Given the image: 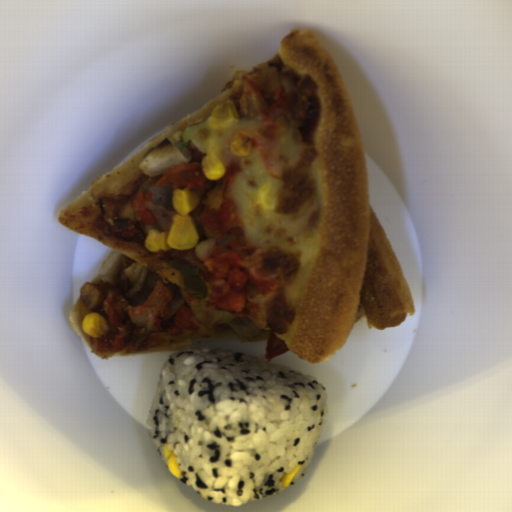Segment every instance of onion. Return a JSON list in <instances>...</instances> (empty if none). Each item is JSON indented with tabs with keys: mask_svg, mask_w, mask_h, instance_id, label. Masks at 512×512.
Here are the masks:
<instances>
[{
	"mask_svg": "<svg viewBox=\"0 0 512 512\" xmlns=\"http://www.w3.org/2000/svg\"><path fill=\"white\" fill-rule=\"evenodd\" d=\"M158 282H164L162 276L156 271L145 268L138 283L131 290L123 293V298L130 305L139 307L152 295Z\"/></svg>",
	"mask_w": 512,
	"mask_h": 512,
	"instance_id": "onion-1",
	"label": "onion"
}]
</instances>
